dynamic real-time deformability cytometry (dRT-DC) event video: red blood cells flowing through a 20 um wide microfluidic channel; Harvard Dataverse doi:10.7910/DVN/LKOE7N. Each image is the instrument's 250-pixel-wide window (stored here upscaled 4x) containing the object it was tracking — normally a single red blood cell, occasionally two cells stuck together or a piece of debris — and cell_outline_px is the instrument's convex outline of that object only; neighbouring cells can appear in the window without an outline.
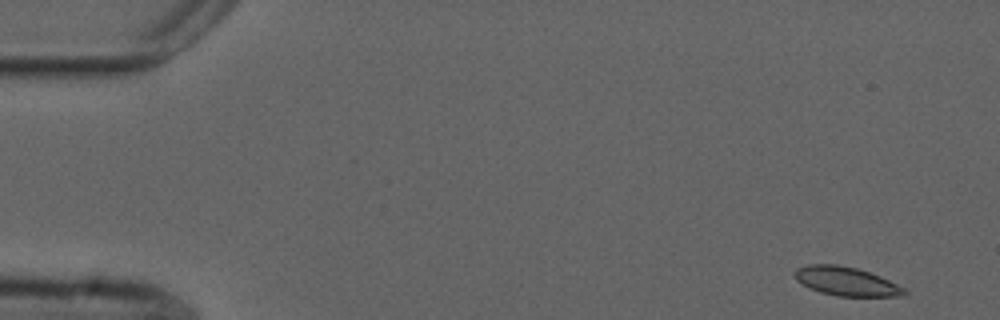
{"species": "common noctule bat (a hibernating species)", "species_latin": "Nyctalus noctula", "temperature_condition": "cold", "stored_images_in_passage": 52, "camera_frame_rate_fps": 3000, "um_per_image_px": 0.085, "animal": {"sex": "male", "forearm_length_mm": 52.5}, "frame": {"image": 1, "passage_image": 1, "time_ms": 0.0, "image_size_px": [1000, 320], "cell_outline_px": [[908, 296], [836, 296], [820, 292], [808, 288], [796, 280], [792, 272], [796, 268], [808, 264], [836, 264], [856, 268], [880, 276], [908, 288]], "centroid_in_image_um": [71.95, 23.92], "position_along_channel_um": 13.1, "area_um2": 18.79}}
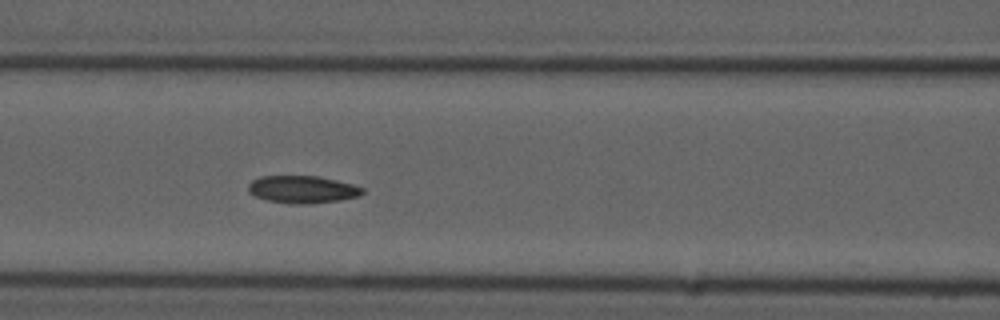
{"frame": {"image": 2, "passage_image": 21, "time_ms": 6.667, "image_size_px": [1000, 320], "cell_outline_px": [[364, 192], [360, 196], [340, 200], [308, 204], [292, 204], [268, 200], [256, 196], [248, 192], [248, 184], [252, 180], [260, 176], [316, 176], [336, 180], [352, 184], [364, 188]], "centroid_in_image_um": [25.71, 16.1], "position_along_channel_um": 140.9, "area_um2": 18.26}}
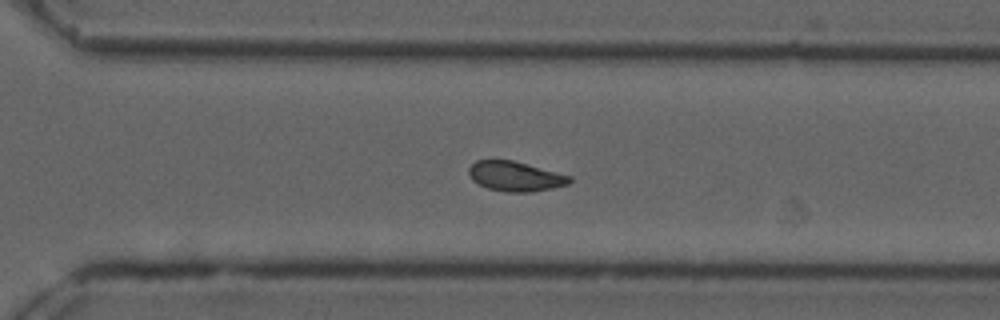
{"frame": {"image": 3, "passage_image": 36, "time_ms": 11.667, "image_size_px": [1000, 320], "cell_outline_px": [[572, 180], [568, 184], [552, 188], [532, 192], [504, 192], [488, 188], [472, 180], [468, 172], [468, 168], [476, 160], [512, 160], [572, 176]], "centroid_in_image_um": [43.8, 14.99], "position_along_channel_um": 326.8, "area_um2": 17.46}, "authors_computed_cell_mechanics": {"area_um2": 18.1781, "velocity_mm_per_s": 3.7269, "shape_relaxation_time_tau1_ms": null, "shape_relaxation_time_tau2_ms": 5.2796, "deformation_change_tau1": null, "deformation_change_tau2": 0.1033}}